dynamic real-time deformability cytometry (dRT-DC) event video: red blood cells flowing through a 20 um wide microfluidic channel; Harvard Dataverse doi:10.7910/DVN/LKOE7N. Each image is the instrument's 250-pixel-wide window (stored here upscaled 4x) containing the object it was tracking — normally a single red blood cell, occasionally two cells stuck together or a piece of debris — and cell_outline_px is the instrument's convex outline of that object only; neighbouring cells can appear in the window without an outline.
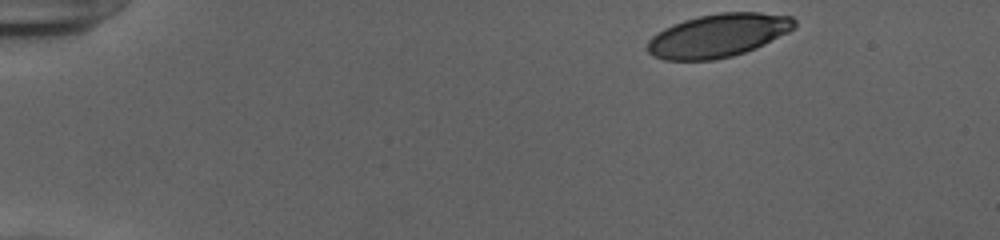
{"species": "human", "species_latin": "Homo sapiens", "temperature_condition": "cold", "stored_images_in_passage": 47, "camera_frame_rate_fps": 3000, "um_per_image_px": 0.085, "donor": {"sex": "female"}, "frame": {"image": 1, "passage_image": 1, "time_ms": 0.0, "image_size_px": [1000, 240], "cell_outline_px": [[796, 24], [788, 32], [756, 48], [732, 56], [716, 60], [664, 60], [652, 56], [648, 52], [648, 40], [652, 36], [664, 28], [672, 24], [684, 20], [700, 16], [720, 12], [760, 12], [792, 16], [796, 20]], "centroid_in_image_um": [61.03, 3.02], "position_along_channel_um": 24.0, "area_um2": 37.11}}
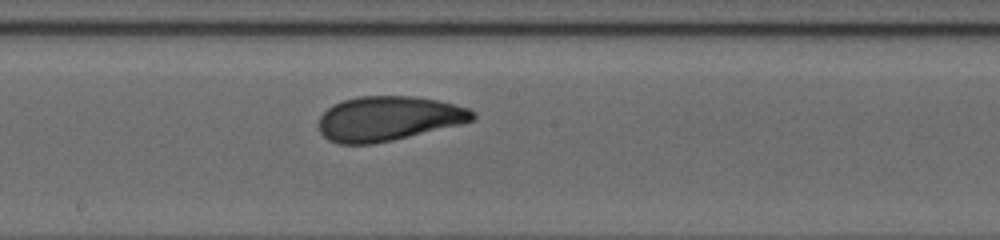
{"frame": {"image": 2, "passage_image": 24, "time_ms": 7.667, "image_size_px": [1000, 240], "cell_outline_px": [[476, 116], [472, 120], [460, 124], [392, 140], [372, 144], [340, 144], [328, 140], [320, 132], [320, 116], [328, 108], [344, 100], [360, 96], [412, 96], [436, 100], [468, 108], [476, 112]], "centroid_in_image_um": [33.0, 10.08], "position_along_channel_um": 215.2, "area_um2": 39.54}}
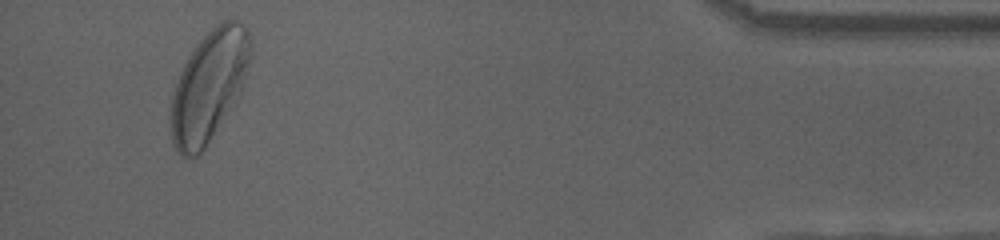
{"frame": {"image": 3, "passage_image": 44, "time_ms": 14.333, "image_size_px": [1000, 240], "cell_outline_px": [[252, 48], [244, 80], [240, 92], [236, 100], [204, 148], [192, 160], [180, 156], [176, 152], [172, 144], [172, 96], [180, 72], [184, 64], [196, 44], [212, 28], [224, 20], [236, 20], [248, 32], [252, 40]], "centroid_in_image_um": [17.76, 7.33], "position_along_channel_um": 417.4, "area_um2": 50.63}, "authors_computed_cell_mechanics": {"area_um2": 39.882, "velocity_mm_per_s": 3.8998, "shape_relaxation_time_tau1_ms": 3.8691, "shape_relaxation_time_tau2_ms": 1.5072, "deformation_change_tau1": 0.1531, "deformation_change_tau2": 0.0841}}